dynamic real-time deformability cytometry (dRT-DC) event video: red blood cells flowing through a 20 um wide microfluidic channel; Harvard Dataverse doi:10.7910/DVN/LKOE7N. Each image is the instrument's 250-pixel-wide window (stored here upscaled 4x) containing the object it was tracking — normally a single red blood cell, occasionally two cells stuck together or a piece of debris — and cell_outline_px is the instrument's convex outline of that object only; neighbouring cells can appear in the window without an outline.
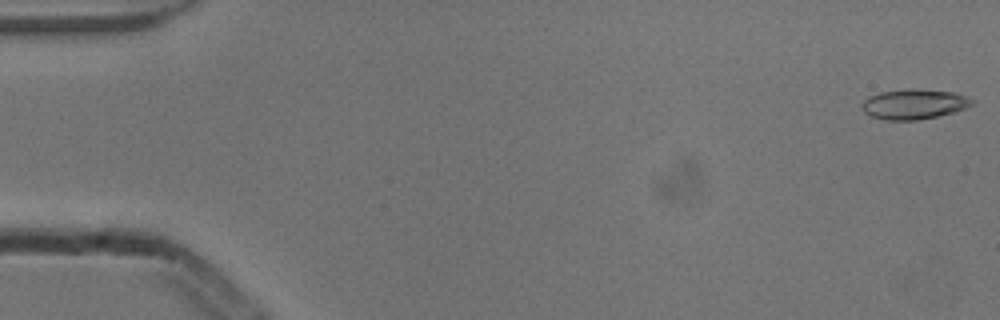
{"species": "common noctule bat (a hibernating species)", "species_latin": "Nyctalus noctula", "temperature_condition": "cold", "stored_images_in_passage": 14, "camera_frame_rate_fps": 3000, "um_per_image_px": 0.085, "animal": {"sex": "male", "body_mass_g": 13.3}, "frame": {"image": 1, "passage_image": 1, "time_ms": 0.0, "image_size_px": [1000, 320], "cell_outline_px": [[976, 104], [952, 112], [936, 116], [916, 120], [884, 120], [872, 116], [864, 112], [860, 108], [864, 100], [868, 96], [880, 92], [904, 88], [916, 88], [952, 92], [968, 96], [976, 100]], "centroid_in_image_um": [77.69, 8.83], "position_along_channel_um": 7.3, "area_um2": 19.54}}
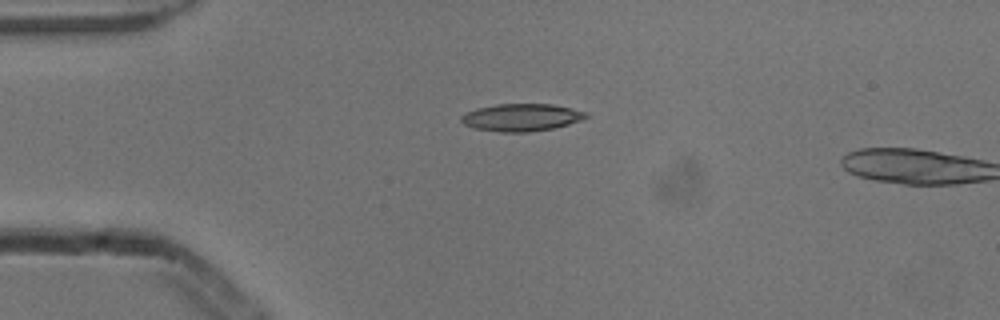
{"frame": {"image": 2, "passage_image": 13, "time_ms": 4.0, "image_size_px": [1000, 320], "cell_outline_px": [[588, 116], [580, 120], [568, 124], [552, 128], [528, 132], [500, 132], [476, 128], [464, 124], [460, 120], [460, 116], [464, 112], [476, 108], [496, 104], [552, 104], [588, 112]], "centroid_in_image_um": [44.28, 9.97], "position_along_channel_um": 40.7, "area_um2": 19.88}}